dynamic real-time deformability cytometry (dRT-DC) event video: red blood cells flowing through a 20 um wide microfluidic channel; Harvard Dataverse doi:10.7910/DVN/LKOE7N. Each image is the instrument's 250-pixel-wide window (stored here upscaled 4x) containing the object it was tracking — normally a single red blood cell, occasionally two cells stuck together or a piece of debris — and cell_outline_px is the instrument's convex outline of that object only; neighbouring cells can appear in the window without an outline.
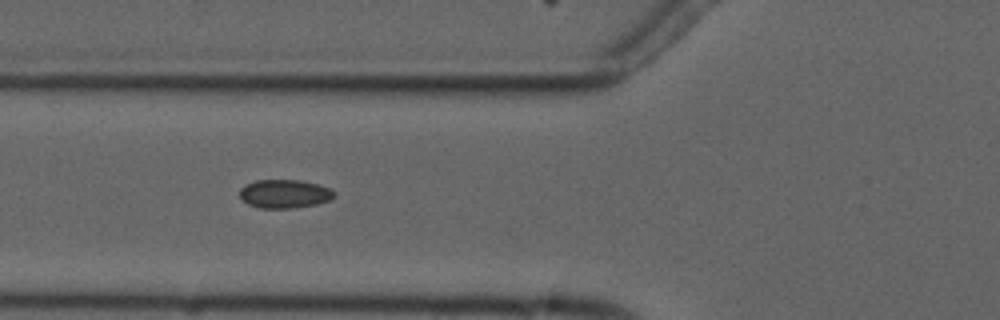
{"species": "common noctule bat (a hibernating species)", "species_latin": "Nyctalus noctula", "temperature_condition": "cold", "stored_images_in_passage": 7, "camera_frame_rate_fps": 3000, "um_per_image_px": 0.085, "animal": {"sex": "male", "forearm_length_mm": 52.5}, "frame": {"image": 1, "passage_image": 7, "time_ms": 7.0, "image_size_px": [1000, 320], "cell_outline_px": [[336, 196], [328, 200], [316, 204], [292, 208], [260, 208], [248, 204], [240, 196], [240, 188], [244, 184], [256, 180], [300, 180], [316, 184], [328, 188], [336, 192]], "centroid_in_image_um": [24.17, 16.47], "position_along_channel_um": 101.6, "area_um2": 15.66}}